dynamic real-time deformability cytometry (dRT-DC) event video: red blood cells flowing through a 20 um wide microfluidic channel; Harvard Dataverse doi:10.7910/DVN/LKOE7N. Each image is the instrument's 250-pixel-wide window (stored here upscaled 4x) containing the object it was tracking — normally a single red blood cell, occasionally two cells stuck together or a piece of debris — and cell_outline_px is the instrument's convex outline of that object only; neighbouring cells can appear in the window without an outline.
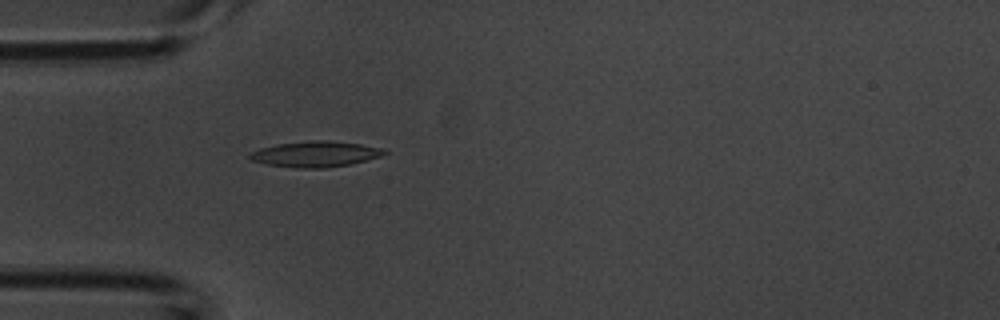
{"species": "common noctule bat (a hibernating species)", "species_latin": "Nyctalus noctula", "temperature_condition": "room temperature", "stored_images_in_passage": 54, "camera_frame_rate_fps": 3000, "um_per_image_px": 0.085, "animal": {"sex": "male", "body_mass_g": 20.1, "forearm_length_mm": 53.5}, "frame": {"image": 1, "passage_image": 16, "time_ms": 5.0, "image_size_px": [1000, 320], "cell_outline_px": [[388, 152], [380, 156], [352, 164], [324, 168], [296, 168], [268, 164], [252, 160], [248, 156], [248, 152], [260, 148], [276, 144], [308, 140], [324, 140], [360, 144], [388, 148]], "centroid_in_image_um": [26.83, 13.09], "position_along_channel_um": 58.2, "area_um2": 20.35}}
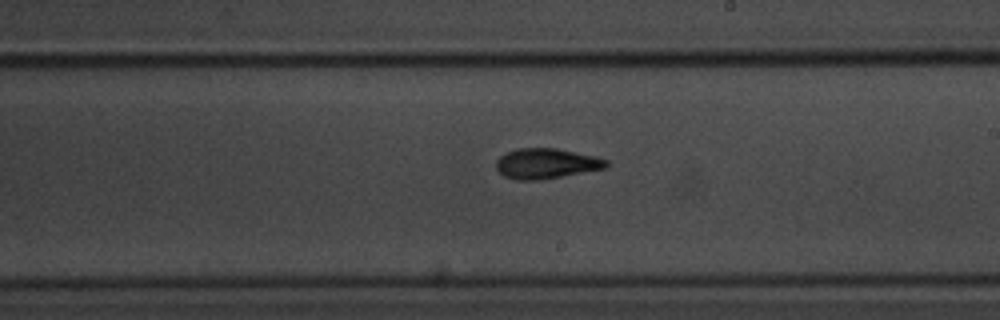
{"frame": {"image": 2, "passage_image": 31, "time_ms": 10.0, "image_size_px": [1000, 320], "cell_outline_px": [[608, 168], [540, 180], [516, 180], [504, 176], [496, 168], [496, 160], [500, 156], [516, 148], [556, 148], [596, 156], [608, 160]], "centroid_in_image_um": [46.45, 13.9], "position_along_channel_um": 242.6, "area_um2": 19.54}}
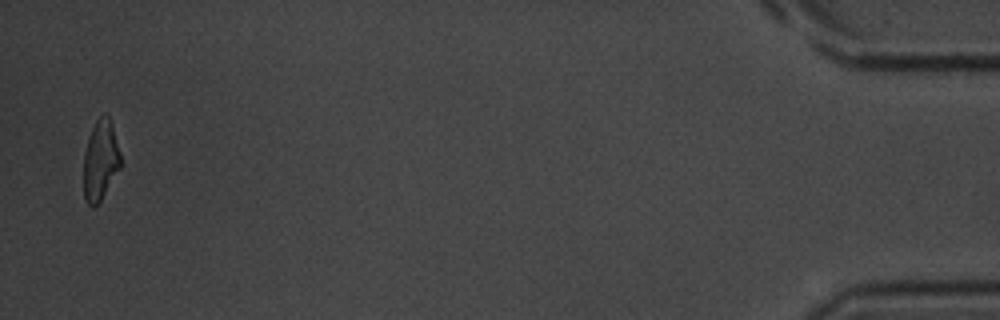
{"frame": {"image": 3, "passage_image": 53, "time_ms": 17.333, "image_size_px": [1000, 320], "cell_outline_px": [[120, 168], [100, 200], [92, 208], [84, 200], [84, 152], [92, 128], [96, 120], [104, 112], [108, 116], [112, 124], [120, 152]], "centroid_in_image_um": [8.53, 13.61], "position_along_channel_um": 426.7, "area_um2": 17.05}, "authors_computed_cell_mechanics": {"area_um2": 18.6983, "velocity_mm_per_s": 3.7328, "shape_relaxation_time_tau1_ms": 4.8927, "shape_relaxation_time_tau2_ms": 3.2154, "deformation_change_tau1": 0.172, "deformation_change_tau2": 0.1215}}